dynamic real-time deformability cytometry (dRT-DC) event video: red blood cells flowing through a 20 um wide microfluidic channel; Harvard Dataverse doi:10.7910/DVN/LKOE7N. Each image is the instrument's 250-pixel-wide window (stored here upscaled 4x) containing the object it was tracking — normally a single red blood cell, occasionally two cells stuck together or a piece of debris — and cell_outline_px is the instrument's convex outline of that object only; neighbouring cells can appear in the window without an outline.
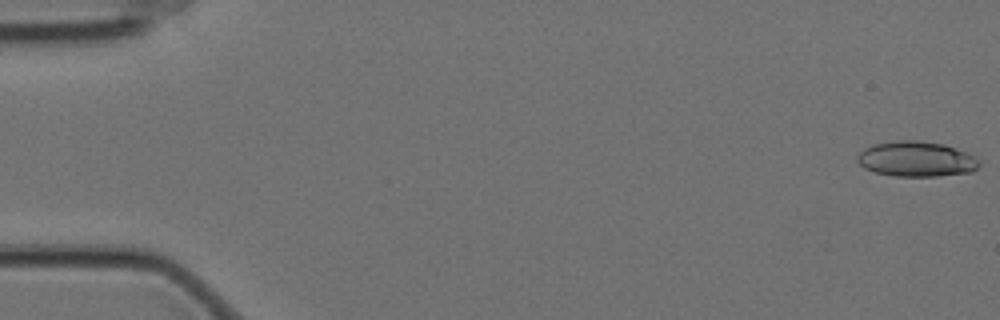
{"species": "Egyptian fruit bat (a non-hibernating species)", "species_latin": "Rousettus aegyptiacus", "temperature_condition": "cold", "stored_images_in_passage": 58, "camera_frame_rate_fps": 3000, "um_per_image_px": 0.085, "animal": {"sex": "female"}, "frame": {"image": 1, "passage_image": 1, "time_ms": 0.0, "image_size_px": [1000, 320], "cell_outline_px": [[980, 164], [972, 172], [936, 176], [892, 176], [876, 172], [864, 168], [856, 160], [856, 156], [864, 148], [872, 144], [896, 140], [916, 140], [944, 144], [968, 152], [976, 156], [980, 160]], "centroid_in_image_um": [77.89, 13.51], "position_along_channel_um": 7.1, "area_um2": 25.32}}
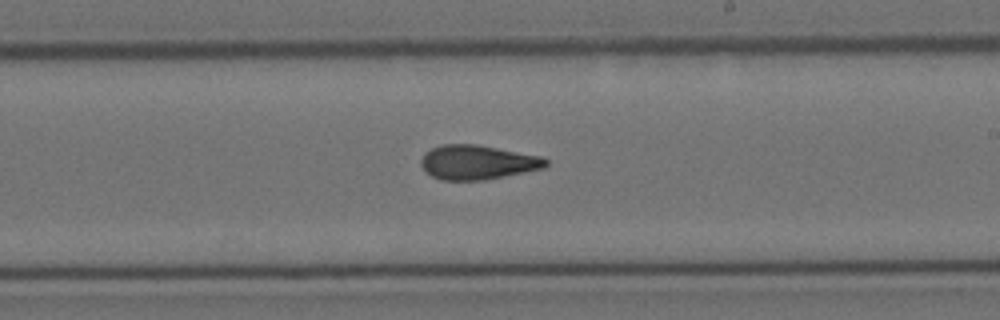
{"frame": {"image": 2, "passage_image": 34, "time_ms": 11.0, "image_size_px": [1000, 320], "cell_outline_px": [[548, 164], [544, 168], [484, 180], [440, 180], [424, 172], [420, 164], [420, 160], [424, 152], [440, 144], [476, 144], [544, 156], [548, 160]], "centroid_in_image_um": [40.57, 13.79], "position_along_channel_um": 248.4, "area_um2": 25.32}}
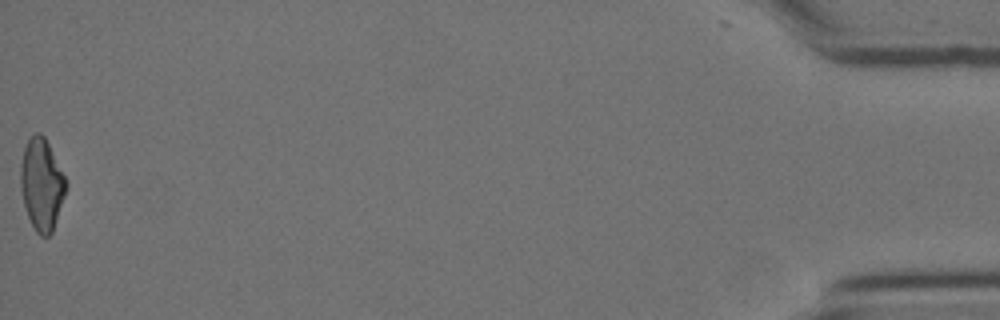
{"frame": {"image": 3, "passage_image": 58, "time_ms": 19.0, "image_size_px": [1000, 320], "cell_outline_px": [[68, 184], [52, 232], [48, 236], [40, 236], [36, 232], [28, 216], [24, 204], [20, 188], [20, 164], [24, 148], [28, 140], [36, 132], [40, 132], [44, 136]], "centroid_in_image_um": [3.52, 15.68], "position_along_channel_um": 431.7, "area_um2": 23.93}, "authors_computed_cell_mechanics": {"area_um2": 24.6806, "velocity_mm_per_s": 3.5113, "shape_relaxation_time_tau1_ms": 9.7659, "shape_relaxation_time_tau2_ms": 2.8935, "deformation_change_tau1": 0.2375, "deformation_change_tau2": 0.1052}}